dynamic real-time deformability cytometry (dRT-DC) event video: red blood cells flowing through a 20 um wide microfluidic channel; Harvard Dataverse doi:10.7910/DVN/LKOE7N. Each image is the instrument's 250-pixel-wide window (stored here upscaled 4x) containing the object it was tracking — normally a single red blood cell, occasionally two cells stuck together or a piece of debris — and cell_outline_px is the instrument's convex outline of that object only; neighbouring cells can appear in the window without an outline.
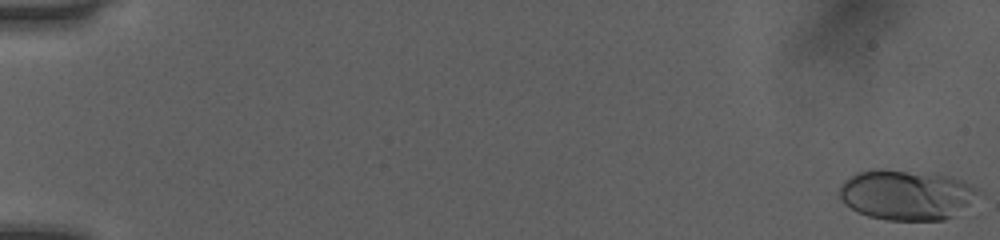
{"species": "human", "species_latin": "Homo sapiens", "temperature_condition": "room temperature", "stored_images_in_passage": 15, "camera_frame_rate_fps": 3000, "um_per_image_px": 0.085, "donor": {"sex": "female"}, "frame": {"image": 1, "passage_image": 1, "time_ms": 0.0, "image_size_px": [1000, 240], "cell_outline_px": [[984, 192], [952, 216], [944, 220], [888, 220], [868, 216], [844, 204], [840, 196], [840, 188], [844, 180], [856, 172], [872, 168], [884, 168], [948, 176], [964, 180]], "centroid_in_image_um": [77.04, 16.54], "position_along_channel_um": 8.0, "area_um2": 40.69}}
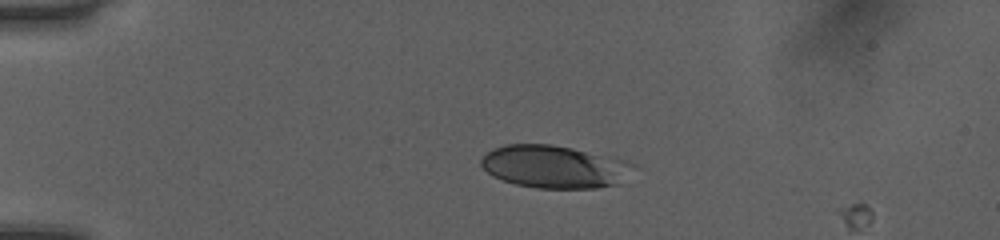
{"frame": {"image": 2, "passage_image": 13, "time_ms": 4.0, "image_size_px": [1000, 240], "cell_outline_px": [[620, 184], [596, 188], [536, 188], [516, 184], [492, 176], [480, 164], [480, 160], [492, 148], [504, 144], [552, 144], [572, 148], [608, 160]], "centroid_in_image_um": [46.61, 14.17], "position_along_channel_um": 38.4, "area_um2": 34.56}}